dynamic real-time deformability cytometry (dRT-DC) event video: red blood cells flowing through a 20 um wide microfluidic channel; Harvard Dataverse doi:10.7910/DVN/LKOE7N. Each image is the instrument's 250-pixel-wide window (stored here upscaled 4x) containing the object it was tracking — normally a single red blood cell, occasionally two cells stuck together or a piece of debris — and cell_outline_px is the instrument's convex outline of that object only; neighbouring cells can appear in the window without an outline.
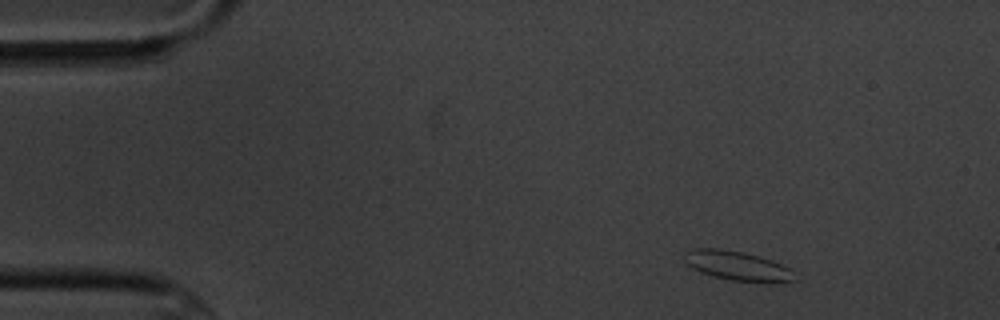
{"species": "common noctule bat (a hibernating species)", "species_latin": "Nyctalus noctula", "temperature_condition": "cold", "stored_images_in_passage": 6, "camera_frame_rate_fps": 3000, "um_per_image_px": 0.085, "animal": {"sex": "male", "body_mass_g": 20.1, "forearm_length_mm": 53.5}, "frame": {"image": 1, "passage_image": 1, "time_ms": 0.0, "image_size_px": [1000, 320], "cell_outline_px": [[796, 280], [764, 284], [732, 280], [712, 276], [700, 272], [692, 268], [684, 260], [684, 252], [696, 248], [720, 248], [744, 252], [772, 260], [788, 268], [792, 272]], "centroid_in_image_um": [62.66, 22.61], "position_along_channel_um": 22.3, "area_um2": 19.07}}
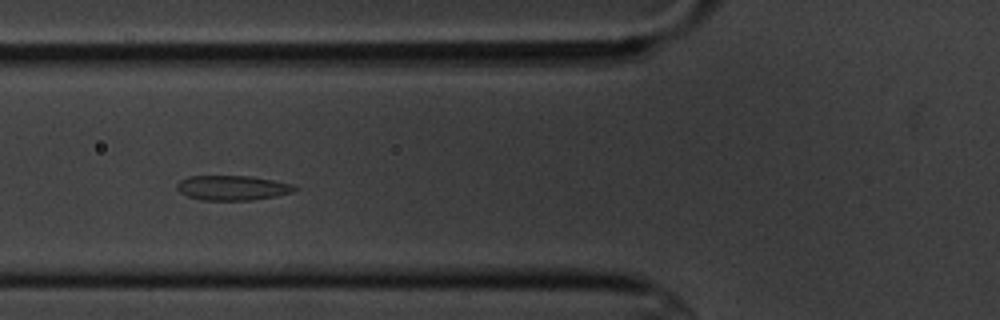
{"frame": {"image": 2, "passage_image": 5, "time_ms": 4.667, "image_size_px": [1000, 320], "cell_outline_px": [[296, 188], [292, 192], [276, 196], [252, 200], [200, 200], [188, 196], [180, 192], [176, 188], [176, 184], [180, 180], [188, 176], [248, 176], [272, 180], [292, 184]], "centroid_in_image_um": [19.71, 15.97], "position_along_channel_um": 106.1, "area_um2": 16.88}}
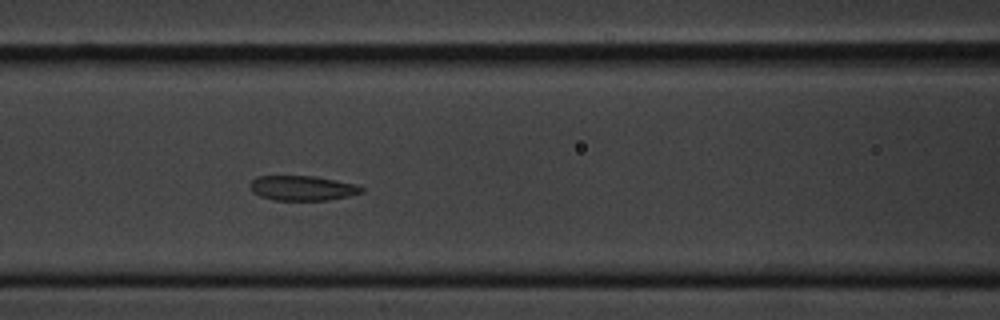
{"frame": {"image": 3, "passage_image": 6, "time_ms": 5.667, "image_size_px": [1000, 320], "cell_outline_px": [[364, 192], [348, 196], [328, 200], [276, 200], [260, 196], [252, 192], [248, 184], [256, 176], [312, 176], [356, 184], [364, 188]], "centroid_in_image_um": [25.68, 15.99], "position_along_channel_um": 140.9, "area_um2": 16.13}}